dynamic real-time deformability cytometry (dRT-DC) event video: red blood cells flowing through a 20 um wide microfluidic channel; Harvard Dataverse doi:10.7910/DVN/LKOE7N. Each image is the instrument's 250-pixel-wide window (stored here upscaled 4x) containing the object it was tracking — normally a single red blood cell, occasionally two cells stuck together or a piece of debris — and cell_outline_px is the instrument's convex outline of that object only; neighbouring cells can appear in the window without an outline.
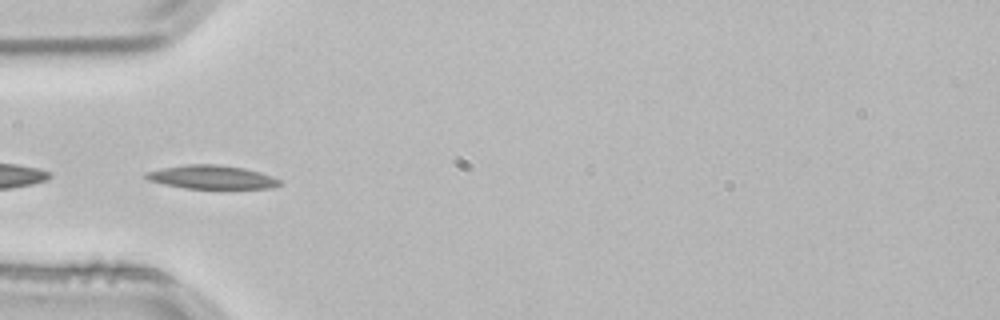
{"species": "common noctule bat (a hibernating species)", "species_latin": "Nyctalus noctula", "temperature_condition": "room temperature", "stored_images_in_passage": 4, "camera_frame_rate_fps": 3000, "um_per_image_px": 0.085, "animal": {"sex": "male", "body_mass_g": 21.5, "forearm_length_mm": 52.0}, "frame": {"image": 1, "passage_image": 3, "time_ms": 0.667, "image_size_px": [1000, 320], "cell_outline_px": [[280, 184], [272, 188], [184, 188], [164, 184], [148, 180], [144, 176], [144, 172], [160, 168], [188, 164], [216, 164], [244, 168], [260, 172], [272, 176], [280, 180]], "centroid_in_image_um": [17.95, 15.05], "position_along_channel_um": 67.0, "area_um2": 18.32}}